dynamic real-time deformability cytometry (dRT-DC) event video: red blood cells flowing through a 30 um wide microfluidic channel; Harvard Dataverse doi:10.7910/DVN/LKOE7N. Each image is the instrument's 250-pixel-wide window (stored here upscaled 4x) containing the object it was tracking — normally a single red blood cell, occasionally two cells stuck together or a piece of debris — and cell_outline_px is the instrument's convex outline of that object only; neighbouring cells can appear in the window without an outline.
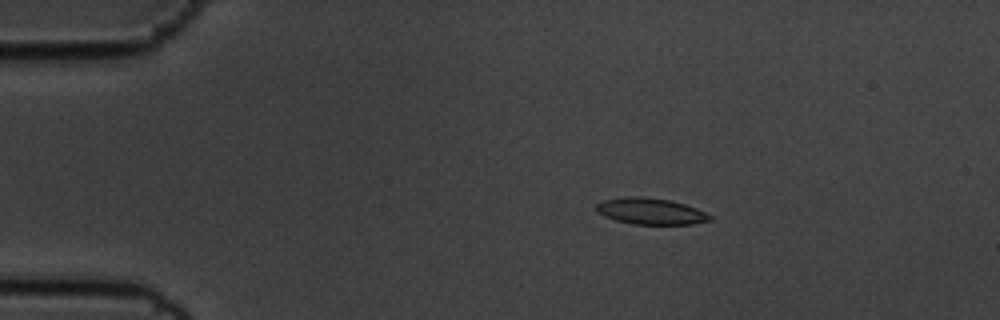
{"species": "common noctule bat (a hibernating species)", "species_latin": "Nyctalus noctula", "temperature_condition": "cold", "stored_images_in_passage": 53, "camera_frame_rate_fps": 3000, "um_per_image_px": 0.085, "animal": {"sex": "male", "body_mass_g": 19.5, "forearm_length_mm": 54.6}, "frame": {"image": 1, "passage_image": 7, "time_ms": 2.0, "image_size_px": [1000, 320], "cell_outline_px": [[712, 220], [692, 224], [632, 224], [616, 220], [604, 216], [596, 212], [596, 204], [604, 200], [624, 196], [640, 196], [672, 200], [696, 208], [712, 216]], "centroid_in_image_um": [55.29, 17.95], "position_along_channel_um": 29.7, "area_um2": 17.51}}
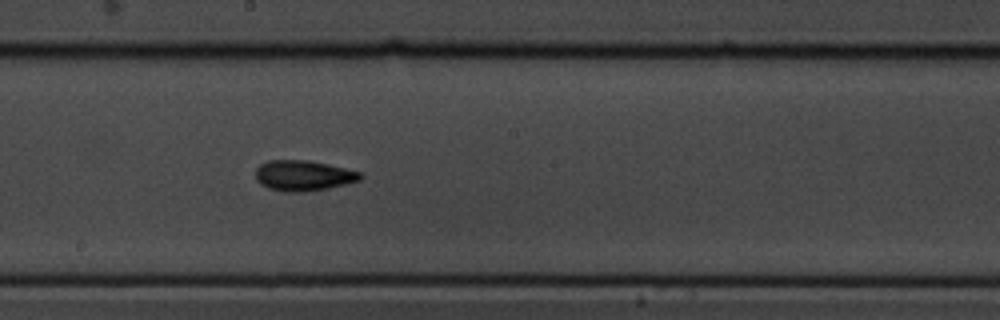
{"frame": {"image": 2, "passage_image": 28, "time_ms": 9.0, "image_size_px": [1000, 320], "cell_outline_px": [[364, 176], [360, 180], [328, 188], [304, 192], [284, 192], [268, 188], [260, 184], [256, 180], [256, 168], [260, 164], [268, 160], [308, 160], [328, 164], [360, 172]], "centroid_in_image_um": [25.76, 14.92], "position_along_channel_um": 222.4, "area_um2": 18.67}}
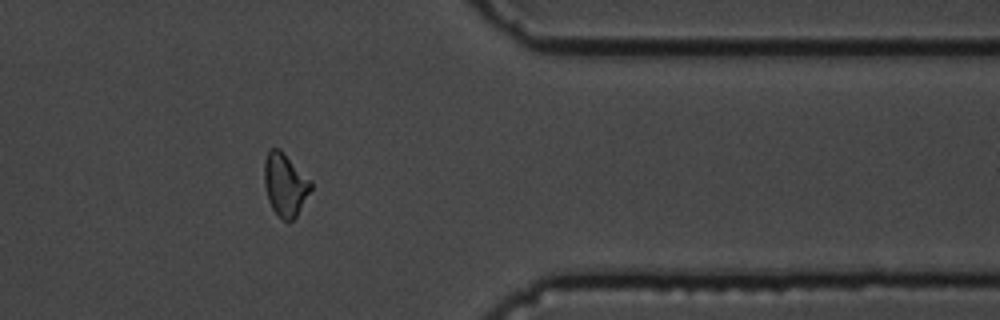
{"frame": {"image": 3, "passage_image": 43, "time_ms": 14.0, "image_size_px": [1000, 320], "cell_outline_px": [[312, 188], [296, 216], [292, 220], [284, 220], [272, 208], [268, 200], [264, 184], [264, 160], [268, 148], [280, 148], [312, 180]], "centroid_in_image_um": [24.23, 15.63], "position_along_channel_um": 387.2, "area_um2": 17.17}, "authors_computed_cell_mechanics": {"area_um2": 17.34, "velocity_mm_per_s": 3.568, "shape_relaxation_time_tau1_ms": 7.9101, "shape_relaxation_time_tau2_ms": 3.4753, "deformation_change_tau1": 0.183, "deformation_change_tau2": 0.0937}}